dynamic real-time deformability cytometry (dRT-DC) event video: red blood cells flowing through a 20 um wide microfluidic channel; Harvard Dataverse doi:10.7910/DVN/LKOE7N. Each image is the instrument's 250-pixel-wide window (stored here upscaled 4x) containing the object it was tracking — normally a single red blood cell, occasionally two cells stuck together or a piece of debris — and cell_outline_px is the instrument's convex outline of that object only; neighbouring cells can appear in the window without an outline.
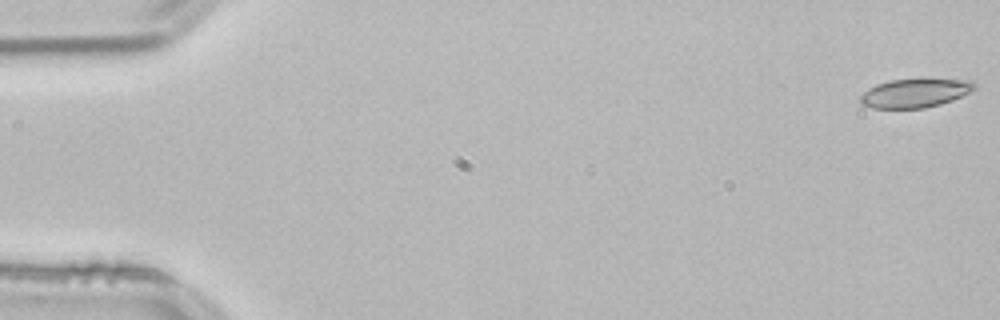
{"species": "common noctule bat (a hibernating species)", "species_latin": "Nyctalus noctula", "temperature_condition": "room temperature", "stored_images_in_passage": 53, "camera_frame_rate_fps": 3000, "um_per_image_px": 0.085, "animal": {"sex": "male", "body_mass_g": 21.5, "forearm_length_mm": 52.0}, "frame": {"image": 1, "passage_image": 1, "time_ms": 0.0, "image_size_px": [1000, 320], "cell_outline_px": [[976, 88], [952, 100], [940, 104], [924, 108], [872, 108], [860, 104], [860, 96], [868, 88], [876, 84], [892, 80], [972, 80], [976, 84]], "centroid_in_image_um": [77.73, 7.93], "position_along_channel_um": 7.3, "area_um2": 18.79}}
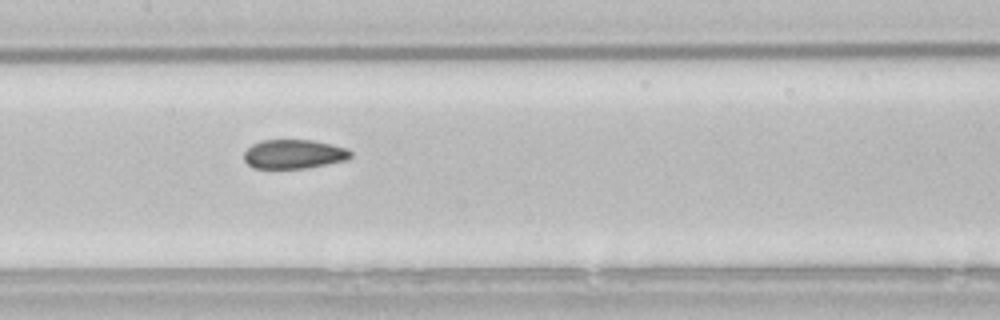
{"frame": {"image": 2, "passage_image": 26, "time_ms": 8.333, "image_size_px": [1000, 320], "cell_outline_px": [[352, 156], [348, 160], [304, 168], [252, 168], [244, 160], [244, 152], [252, 144], [260, 140], [312, 140], [332, 144], [348, 148], [352, 152]], "centroid_in_image_um": [24.99, 13.09], "position_along_channel_um": 182.4, "area_um2": 18.21}}
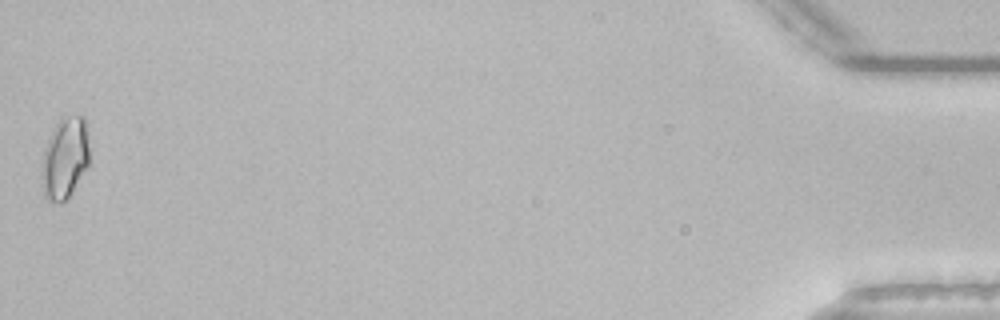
{"frame": {"image": 3, "passage_image": 53, "time_ms": 17.333, "image_size_px": [1000, 320], "cell_outline_px": [[88, 164], [68, 200], [48, 200], [44, 196], [40, 180], [40, 168], [44, 148], [60, 116], [84, 116], [88, 148]], "centroid_in_image_um": [5.47, 13.45], "position_along_channel_um": 429.7, "area_um2": 22.6}, "authors_computed_cell_mechanics": {"area_um2": 19.0162, "velocity_mm_per_s": 3.8437, "shape_relaxation_time_tau1_ms": null, "shape_relaxation_time_tau2_ms": 2.0058, "deformation_change_tau1": null, "deformation_change_tau2": 0.0677}}